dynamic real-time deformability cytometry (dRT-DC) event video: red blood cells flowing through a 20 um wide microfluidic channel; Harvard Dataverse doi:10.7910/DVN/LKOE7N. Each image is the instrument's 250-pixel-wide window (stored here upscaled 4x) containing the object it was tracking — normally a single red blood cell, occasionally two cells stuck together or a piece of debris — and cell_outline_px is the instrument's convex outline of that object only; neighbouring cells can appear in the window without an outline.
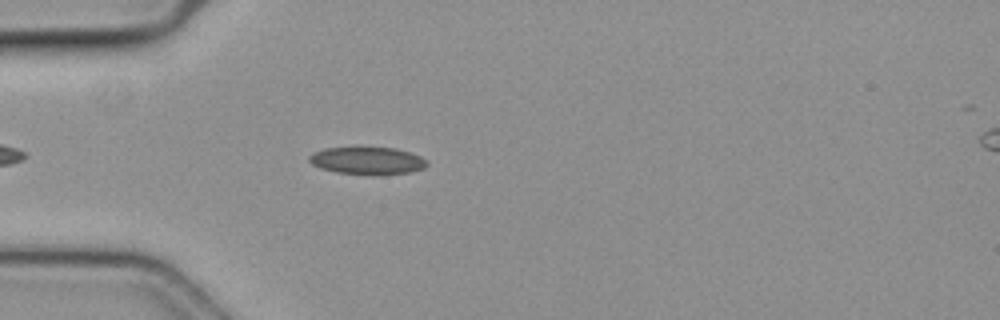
{"species": "common noctule bat (a hibernating species)", "species_latin": "Nyctalus noctula", "temperature_condition": "cold", "stored_images_in_passage": 45, "camera_frame_rate_fps": 3000, "um_per_image_px": 0.085, "animal": {"sex": "female", "body_mass_g": 19.3, "forearm_length_mm": 54.1}, "frame": {"image": 1, "passage_image": 6, "time_ms": 1.667, "image_size_px": [1000, 320], "cell_outline_px": [[428, 164], [424, 168], [412, 172], [336, 172], [320, 168], [312, 164], [308, 160], [308, 156], [312, 152], [324, 148], [392, 148], [408, 152], [420, 156], [428, 160]], "centroid_in_image_um": [31.19, 13.62], "position_along_channel_um": 53.8, "area_um2": 17.92}}
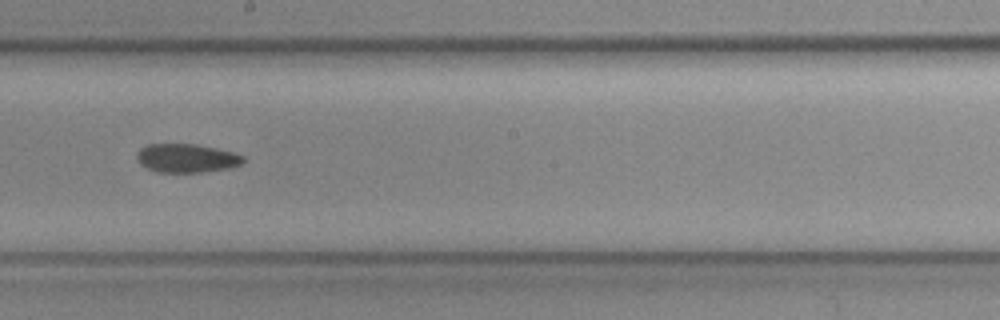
{"frame": {"image": 2, "passage_image": 21, "time_ms": 6.667, "image_size_px": [1000, 320], "cell_outline_px": [[244, 160], [240, 164], [228, 168], [200, 172], [156, 172], [140, 164], [136, 156], [140, 148], [148, 144], [196, 144], [216, 148], [232, 152], [244, 156]], "centroid_in_image_um": [15.84, 13.44], "position_along_channel_um": 232.4, "area_um2": 17.63}}
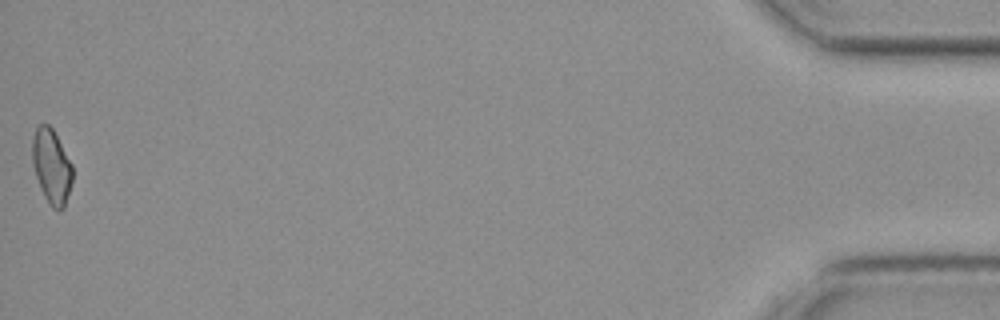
{"frame": {"image": 3, "passage_image": 45, "time_ms": 14.667, "image_size_px": [1000, 320], "cell_outline_px": [[72, 180], [64, 208], [60, 212], [52, 208], [44, 196], [40, 188], [32, 164], [32, 136], [36, 124], [48, 124], [52, 128], [72, 164]], "centroid_in_image_um": [4.36, 14.14], "position_along_channel_um": 430.8, "area_um2": 17.57}}